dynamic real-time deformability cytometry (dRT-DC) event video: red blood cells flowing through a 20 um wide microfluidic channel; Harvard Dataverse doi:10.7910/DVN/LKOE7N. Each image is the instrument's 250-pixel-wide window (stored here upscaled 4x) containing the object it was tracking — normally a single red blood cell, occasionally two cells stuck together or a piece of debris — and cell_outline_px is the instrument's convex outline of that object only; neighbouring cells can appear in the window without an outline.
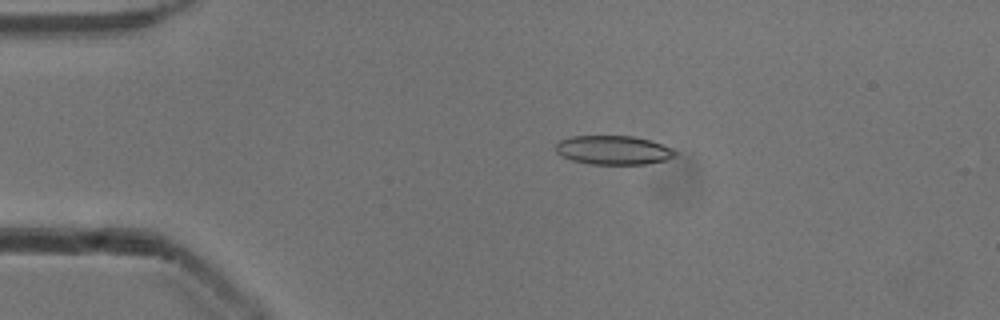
{"species": "common noctule bat (a hibernating species)", "species_latin": "Nyctalus noctula", "temperature_condition": "cold", "stored_images_in_passage": 7, "camera_frame_rate_fps": 3000, "um_per_image_px": 0.085, "animal": {"sex": "male", "body_mass_g": 13.3}, "frame": {"image": 1, "passage_image": 3, "time_ms": 0.667, "image_size_px": [1000, 320], "cell_outline_px": [[676, 156], [668, 160], [648, 164], [592, 164], [572, 160], [556, 152], [556, 144], [560, 140], [572, 136], [632, 136], [648, 140], [672, 148], [676, 152]], "centroid_in_image_um": [52.16, 12.76], "position_along_channel_um": 32.8, "area_um2": 20.06}}
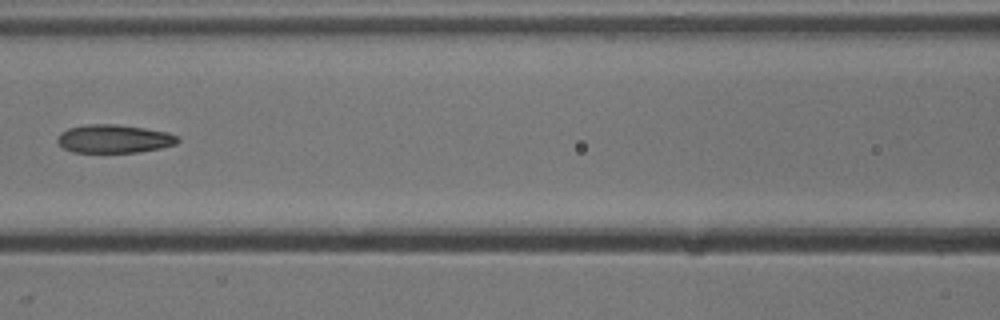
{"frame": {"image": 2, "passage_image": 6, "time_ms": 1.667, "image_size_px": [1000, 320], "cell_outline_px": [[180, 140], [176, 144], [160, 148], [136, 152], [72, 152], [64, 148], [56, 140], [60, 132], [68, 128], [84, 124], [116, 124], [144, 128], [168, 132], [176, 136]], "centroid_in_image_um": [9.67, 11.79], "position_along_channel_um": 156.9, "area_um2": 19.83}}
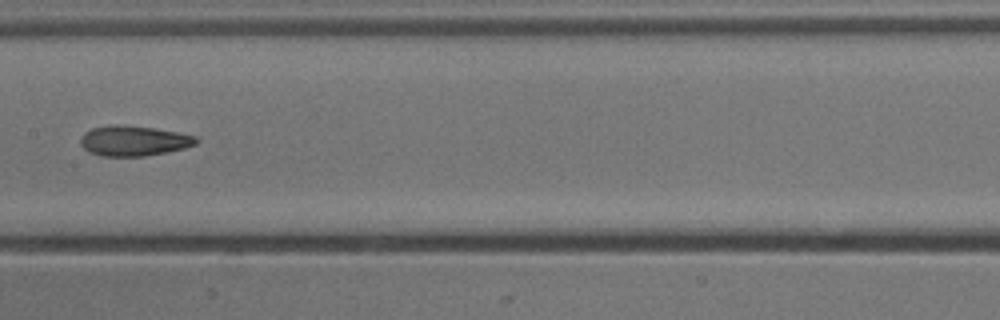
{"frame": {"image": 3, "passage_image": 7, "time_ms": 2.0, "image_size_px": [1000, 320], "cell_outline_px": [[200, 140], [196, 144], [184, 148], [144, 156], [100, 156], [88, 152], [80, 144], [80, 136], [84, 132], [92, 128], [116, 124], [152, 128], [176, 132], [196, 136]], "centroid_in_image_um": [11.33, 11.97], "position_along_channel_um": 196.1, "area_um2": 20.29}}